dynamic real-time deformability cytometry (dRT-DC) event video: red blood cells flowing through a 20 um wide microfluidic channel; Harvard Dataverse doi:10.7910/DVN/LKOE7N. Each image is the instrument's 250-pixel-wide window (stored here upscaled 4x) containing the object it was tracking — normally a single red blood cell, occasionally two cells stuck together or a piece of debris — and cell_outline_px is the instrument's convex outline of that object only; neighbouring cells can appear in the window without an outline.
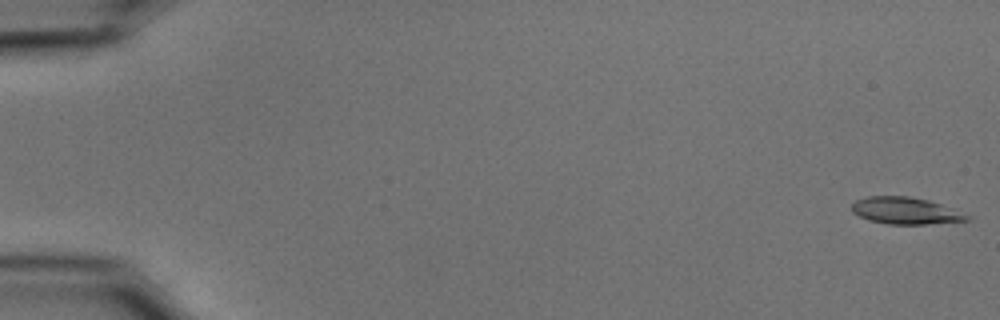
{"species": "common noctule bat (a hibernating species)", "species_latin": "Nyctalus noctula", "temperature_condition": "cold", "stored_images_in_passage": 55, "camera_frame_rate_fps": 3000, "um_per_image_px": 0.085, "animal": {"sex": "male", "body_mass_g": 15.6}, "frame": {"image": 1, "passage_image": 1, "time_ms": 0.0, "image_size_px": [1000, 320], "cell_outline_px": [[972, 216], [968, 220], [924, 224], [888, 224], [868, 220], [852, 212], [852, 204], [856, 200], [868, 196], [908, 196], [928, 200], [940, 204]], "centroid_in_image_um": [76.94, 17.91], "position_along_channel_um": 8.1, "area_um2": 17.86}}
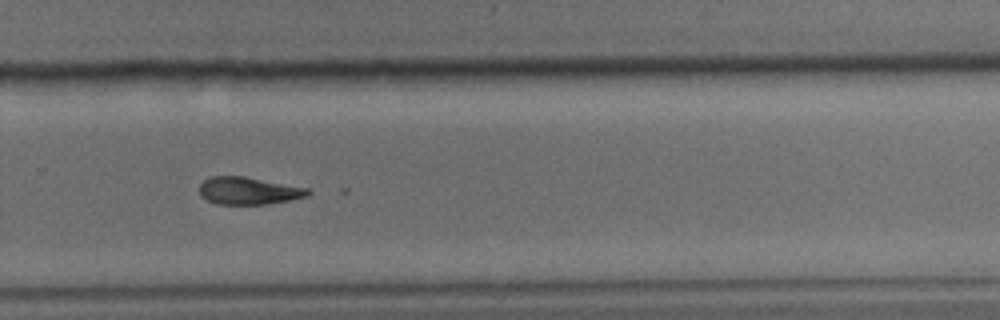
{"frame": {"image": 2, "passage_image": 38, "time_ms": 12.333, "image_size_px": [1000, 320], "cell_outline_px": [[312, 192], [308, 196], [268, 204], [216, 204], [200, 196], [200, 184], [204, 180], [212, 176], [244, 176], [308, 188]], "centroid_in_image_um": [21.13, 16.21], "position_along_channel_um": 308.7, "area_um2": 17.28}}
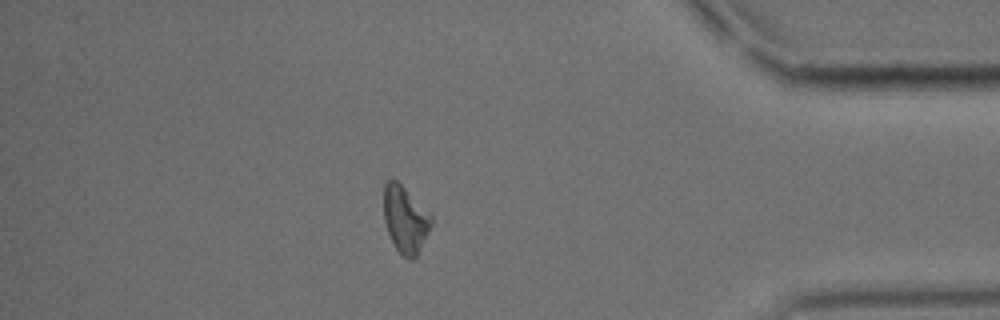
{"frame": {"image": 3, "passage_image": 48, "time_ms": 15.667, "image_size_px": [1000, 320], "cell_outline_px": [[432, 224], [416, 256], [412, 260], [408, 260], [396, 248], [388, 232], [384, 220], [384, 184], [388, 180], [396, 180], [432, 216]], "centroid_in_image_um": [34.43, 18.66], "position_along_channel_um": 400.8, "area_um2": 17.98}, "authors_computed_cell_mechanics": {"area_um2": 18.207, "velocity_mm_per_s": 3.7047, "shape_relaxation_time_tau1_ms": null, "shape_relaxation_time_tau2_ms": 8.378, "deformation_change_tau1": null, "deformation_change_tau2": 0.151}}